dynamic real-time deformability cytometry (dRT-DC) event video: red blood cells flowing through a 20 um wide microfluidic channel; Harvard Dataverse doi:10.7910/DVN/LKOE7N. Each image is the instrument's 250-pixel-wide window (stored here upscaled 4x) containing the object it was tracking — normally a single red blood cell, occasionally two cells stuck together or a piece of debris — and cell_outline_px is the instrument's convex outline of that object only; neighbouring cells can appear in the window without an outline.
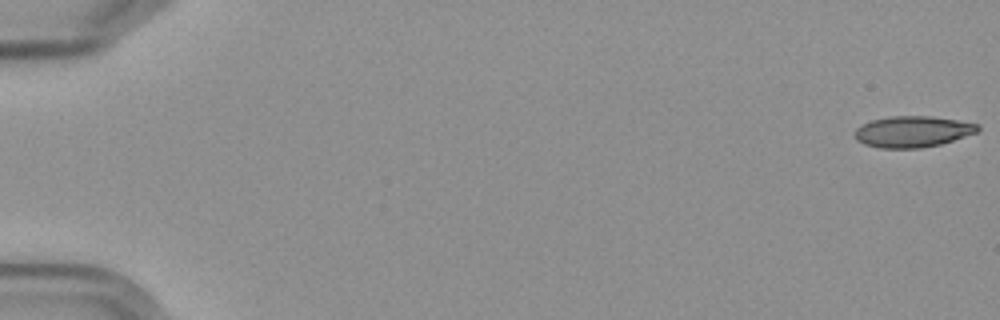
{"species": "Egyptian fruit bat (a non-hibernating species)", "species_latin": "Rousettus aegyptiacus", "temperature_condition": "cold", "stored_images_in_passage": 6, "camera_frame_rate_fps": 3000, "um_per_image_px": 0.085, "frame": {"image": 1, "passage_image": 1, "time_ms": 0.0, "image_size_px": [1000, 320], "cell_outline_px": [[980, 128], [976, 132], [940, 144], [920, 148], [880, 148], [864, 144], [856, 140], [856, 128], [860, 124], [872, 120], [892, 116], [932, 116], [980, 124]], "centroid_in_image_um": [77.55, 11.18], "position_along_channel_um": 7.4, "area_um2": 22.2}}
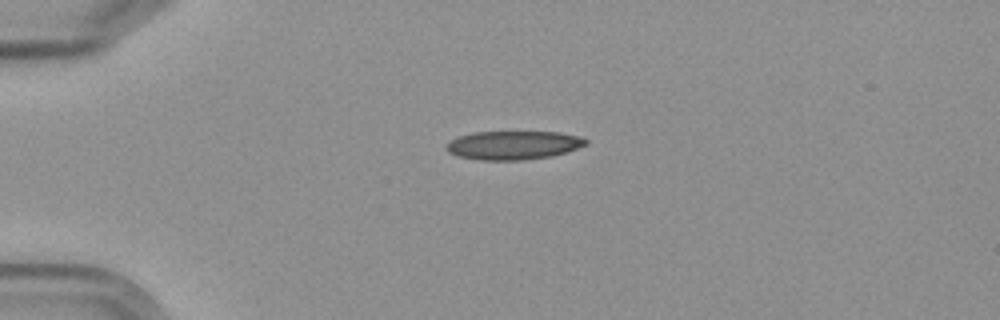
{"frame": {"image": 2, "passage_image": 5, "time_ms": 4.667, "image_size_px": [1000, 320], "cell_outline_px": [[588, 144], [552, 156], [524, 160], [480, 160], [456, 156], [448, 152], [444, 148], [452, 140], [460, 136], [472, 132], [560, 132], [580, 136], [588, 140]], "centroid_in_image_um": [43.63, 12.34], "position_along_channel_um": 41.4, "area_um2": 23.29}}